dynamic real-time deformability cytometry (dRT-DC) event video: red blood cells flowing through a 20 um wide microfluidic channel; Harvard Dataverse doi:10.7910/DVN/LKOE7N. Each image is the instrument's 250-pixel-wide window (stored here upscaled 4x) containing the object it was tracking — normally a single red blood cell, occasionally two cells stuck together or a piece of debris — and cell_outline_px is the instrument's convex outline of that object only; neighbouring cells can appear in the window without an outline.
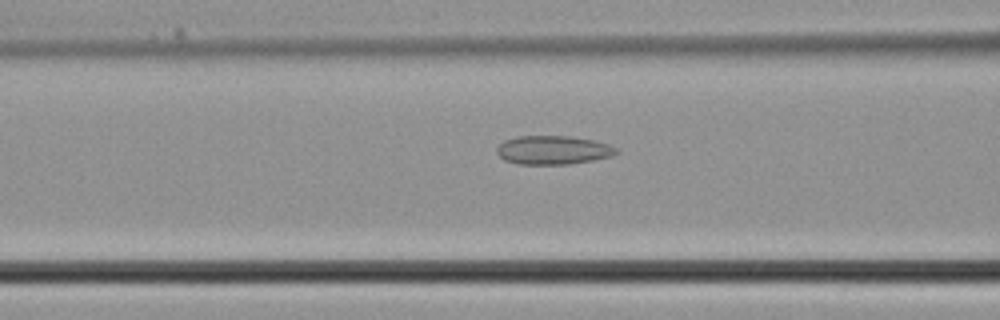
{"species": "common noctule bat (a hibernating species)", "species_latin": "Nyctalus noctula", "temperature_condition": "cold", "stored_images_in_passage": 37, "camera_frame_rate_fps": 3000, "um_per_image_px": 0.085, "animal": {"sex": "male", "body_mass_g": 21.5, "forearm_length_mm": 52.0}, "frame": {"image": 1, "passage_image": 15, "time_ms": 4.667, "image_size_px": [1000, 320], "cell_outline_px": [[620, 152], [612, 156], [592, 160], [568, 164], [520, 164], [504, 160], [496, 152], [496, 148], [504, 140], [516, 136], [572, 136], [592, 140], [608, 144], [616, 148]], "centroid_in_image_um": [47.0, 12.75], "position_along_channel_um": 119.6, "area_um2": 20.0}}
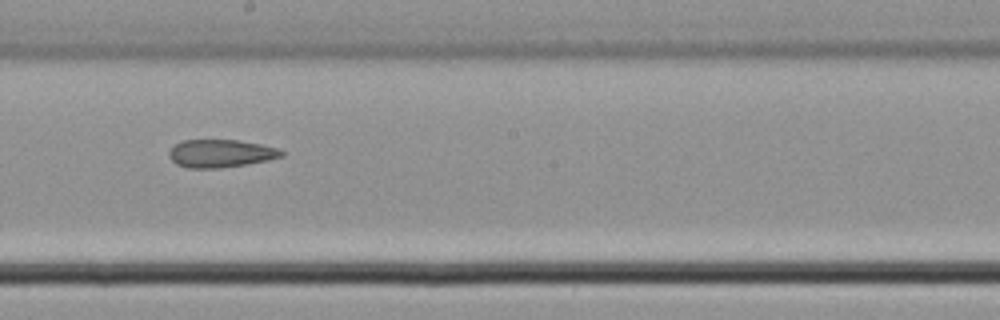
{"frame": {"image": 2, "passage_image": 21, "time_ms": 6.667, "image_size_px": [1000, 320], "cell_outline_px": [[284, 156], [268, 160], [248, 164], [220, 168], [188, 168], [176, 164], [168, 156], [168, 152], [176, 144], [184, 140], [236, 140], [260, 144], [280, 148], [284, 152]], "centroid_in_image_um": [18.78, 13.05], "position_along_channel_um": 229.4, "area_um2": 18.32}}
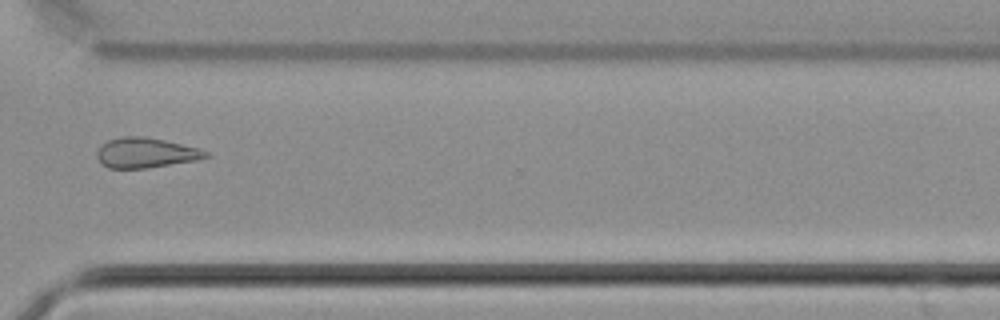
{"frame": {"image": 3, "passage_image": 28, "time_ms": 9.0, "image_size_px": [1000, 320], "cell_outline_px": [[208, 156], [196, 160], [148, 168], [108, 168], [96, 156], [96, 152], [108, 140], [120, 136], [144, 136], [164, 140], [196, 148], [208, 152]], "centroid_in_image_um": [12.36, 12.98], "position_along_channel_um": 358.2, "area_um2": 18.73}}